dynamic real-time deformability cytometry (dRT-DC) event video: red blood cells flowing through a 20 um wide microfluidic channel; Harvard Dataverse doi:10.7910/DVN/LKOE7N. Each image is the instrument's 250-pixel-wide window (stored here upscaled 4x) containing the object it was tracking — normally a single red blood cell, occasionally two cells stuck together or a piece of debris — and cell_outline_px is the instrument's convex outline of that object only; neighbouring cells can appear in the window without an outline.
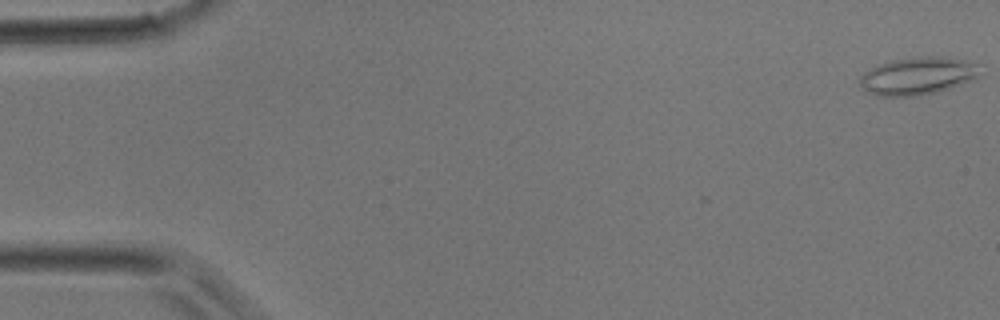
{"species": "common noctule bat (a hibernating species)", "species_latin": "Nyctalus noctula", "temperature_condition": "room temperature", "stored_images_in_passage": 40, "camera_frame_rate_fps": 3000, "um_per_image_px": 0.085, "animal": {"sex": "male", "body_mass_g": 17.9}, "frame": {"image": 1, "passage_image": 1, "time_ms": 0.0, "image_size_px": [1000, 320], "cell_outline_px": [[980, 76], [976, 80], [936, 92], [916, 96], [876, 96], [868, 92], [860, 84], [860, 76], [864, 72], [880, 64], [892, 60], [920, 56], [948, 56], [964, 60], [976, 64]], "centroid_in_image_um": [78.03, 6.45], "position_along_channel_um": 7.0, "area_um2": 26.41}}
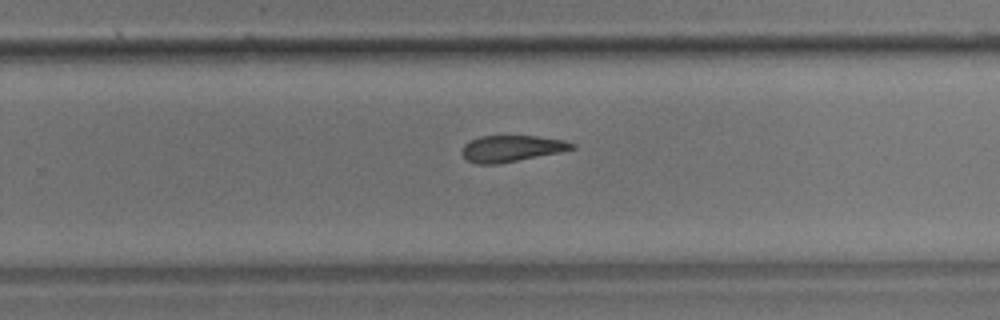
{"frame": {"image": 2, "passage_image": 26, "time_ms": 8.333, "image_size_px": [1000, 320], "cell_outline_px": [[576, 148], [560, 152], [496, 164], [476, 164], [468, 160], [460, 152], [464, 144], [480, 136], [536, 136], [564, 140], [576, 144]], "centroid_in_image_um": [43.48, 12.62], "position_along_channel_um": 286.3, "area_um2": 16.76}}
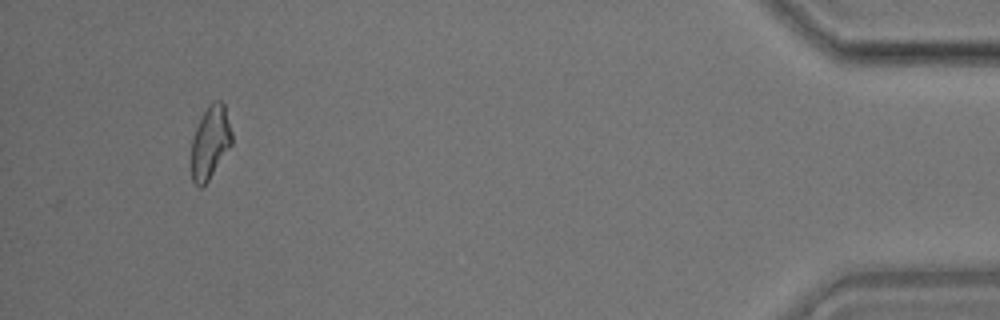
{"frame": {"image": 3, "passage_image": 38, "time_ms": 12.333, "image_size_px": [1000, 320], "cell_outline_px": [[232, 144], [208, 180], [200, 188], [192, 180], [192, 136], [208, 104], [212, 100], [220, 100], [224, 104], [232, 132]], "centroid_in_image_um": [17.88, 12.06], "position_along_channel_um": 417.3, "area_um2": 16.99}}